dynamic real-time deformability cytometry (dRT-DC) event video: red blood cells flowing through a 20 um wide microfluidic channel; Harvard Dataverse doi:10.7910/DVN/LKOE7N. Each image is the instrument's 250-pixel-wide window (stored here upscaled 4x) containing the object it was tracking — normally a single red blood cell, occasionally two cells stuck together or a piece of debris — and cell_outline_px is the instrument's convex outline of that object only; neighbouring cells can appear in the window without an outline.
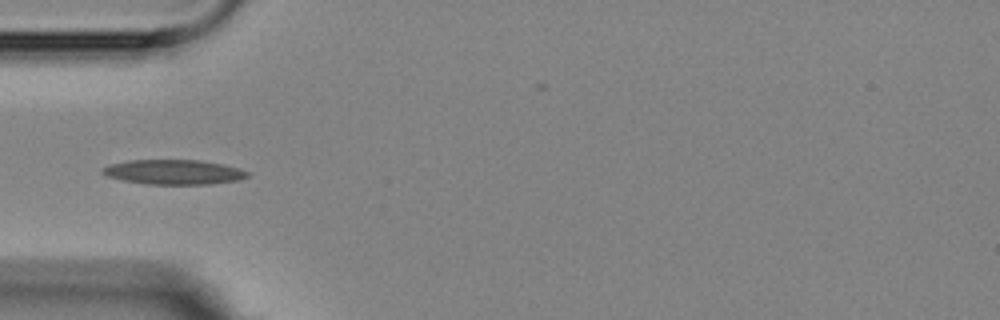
{"species": "Egyptian fruit bat (a non-hibernating species)", "species_latin": "Rousettus aegyptiacus", "temperature_condition": "room temperature", "stored_images_in_passage": 2, "camera_frame_rate_fps": 3000, "um_per_image_px": 0.085, "animal": {"sex": "female"}, "frame": {"image": 1, "passage_image": 1, "time_ms": 0.0, "image_size_px": [1000, 320], "cell_outline_px": [[248, 176], [240, 180], [212, 184], [144, 184], [124, 180], [108, 176], [100, 172], [100, 168], [112, 164], [128, 160], [200, 160], [240, 168], [248, 172]], "centroid_in_image_um": [14.77, 14.63], "position_along_channel_um": 70.2, "area_um2": 20.87}}
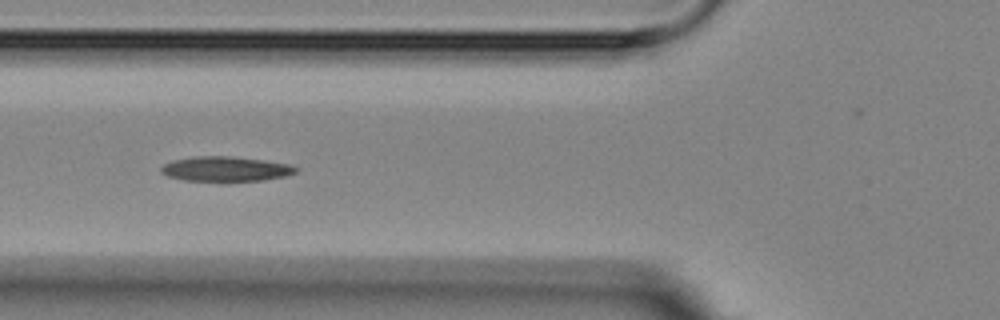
{"frame": {"image": 2, "passage_image": 2, "time_ms": 1.0, "image_size_px": [1000, 320], "cell_outline_px": [[300, 168], [296, 172], [284, 176], [264, 180], [224, 184], [220, 184], [184, 180], [168, 176], [160, 172], [160, 168], [164, 164], [172, 160], [196, 156], [228, 156], [264, 160], [288, 164]], "centroid_in_image_um": [19.16, 14.41], "position_along_channel_um": 106.6, "area_um2": 20.4}}